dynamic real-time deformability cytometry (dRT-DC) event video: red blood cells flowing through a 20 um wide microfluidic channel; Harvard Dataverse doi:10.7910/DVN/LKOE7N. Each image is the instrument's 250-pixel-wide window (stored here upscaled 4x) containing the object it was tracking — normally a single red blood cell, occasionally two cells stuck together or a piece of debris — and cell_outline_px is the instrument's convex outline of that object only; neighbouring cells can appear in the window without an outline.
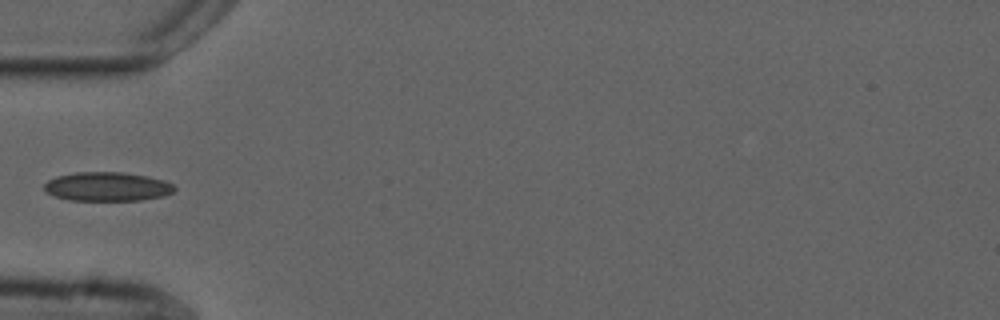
{"species": "common noctule bat (a hibernating species)", "species_latin": "Nyctalus noctula", "temperature_condition": "cold", "stored_images_in_passage": 3, "camera_frame_rate_fps": 3000, "um_per_image_px": 0.085, "animal": {"sex": "male", "forearm_length_mm": 52.5}, "frame": {"image": 1, "passage_image": 1, "time_ms": 0.0, "image_size_px": [1000, 320], "cell_outline_px": [[176, 188], [172, 192], [164, 196], [140, 200], [68, 200], [56, 196], [48, 192], [44, 188], [44, 184], [48, 180], [56, 176], [76, 172], [124, 172], [148, 176], [164, 180], [172, 184]], "centroid_in_image_um": [9.13, 15.85], "position_along_channel_um": 75.9, "area_um2": 21.96}}